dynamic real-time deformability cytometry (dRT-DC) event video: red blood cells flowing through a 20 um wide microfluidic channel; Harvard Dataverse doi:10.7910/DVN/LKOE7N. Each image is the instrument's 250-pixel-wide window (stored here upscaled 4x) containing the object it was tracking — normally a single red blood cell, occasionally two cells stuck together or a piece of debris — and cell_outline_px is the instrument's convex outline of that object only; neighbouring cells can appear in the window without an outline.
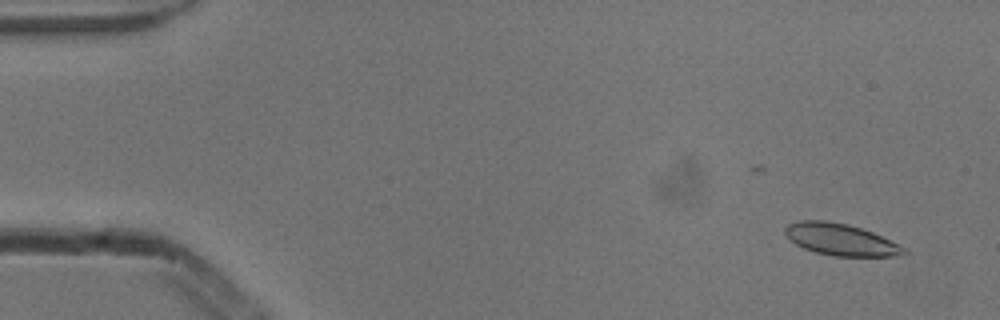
{"species": "common noctule bat (a hibernating species)", "species_latin": "Nyctalus noctula", "temperature_condition": "cold", "stored_images_in_passage": 26, "camera_frame_rate_fps": 3000, "um_per_image_px": 0.085, "animal": {"sex": "male", "body_mass_g": 13.3}, "frame": {"image": 1, "passage_image": 3, "time_ms": 0.667, "image_size_px": [1000, 320], "cell_outline_px": [[908, 252], [904, 256], [832, 256], [816, 252], [804, 248], [796, 244], [784, 232], [784, 228], [788, 224], [800, 220], [824, 220], [848, 224], [872, 232], [900, 244], [908, 248]], "centroid_in_image_um": [71.52, 20.37], "position_along_channel_um": 13.5, "area_um2": 22.08}}
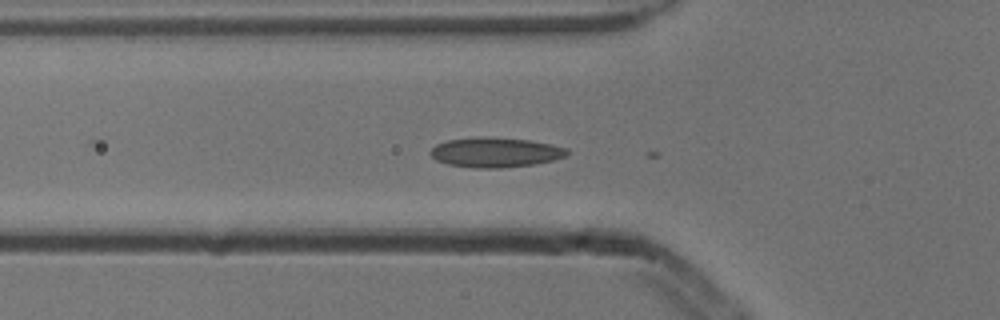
{"frame": {"image": 2, "passage_image": 18, "time_ms": 5.667, "image_size_px": [1000, 320], "cell_outline_px": [[568, 152], [564, 156], [552, 160], [536, 164], [500, 168], [472, 168], [448, 164], [436, 160], [428, 152], [436, 144], [448, 140], [480, 136], [488, 136], [528, 140], [552, 144], [568, 148]], "centroid_in_image_um": [42.08, 12.94], "position_along_channel_um": 83.7, "area_um2": 23.87}}
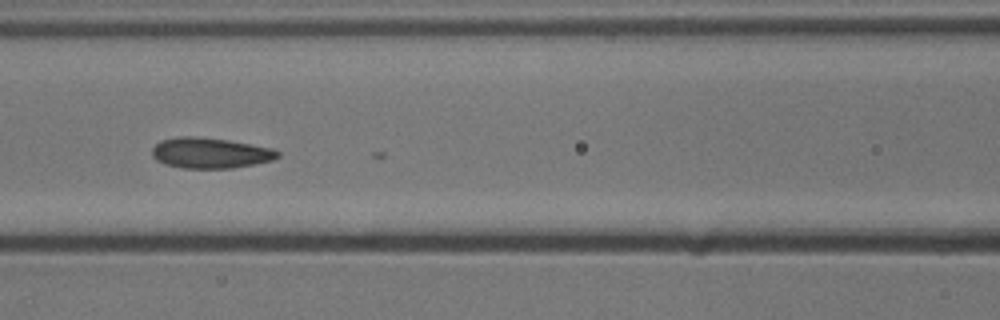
{"frame": {"image": 3, "passage_image": 23, "time_ms": 7.333, "image_size_px": [1000, 320], "cell_outline_px": [[280, 156], [272, 160], [256, 164], [232, 168], [180, 168], [164, 164], [156, 160], [152, 156], [152, 148], [160, 140], [180, 136], [192, 136], [228, 140], [272, 148], [280, 152]], "centroid_in_image_um": [17.85, 13.01], "position_along_channel_um": 148.7, "area_um2": 22.48}}